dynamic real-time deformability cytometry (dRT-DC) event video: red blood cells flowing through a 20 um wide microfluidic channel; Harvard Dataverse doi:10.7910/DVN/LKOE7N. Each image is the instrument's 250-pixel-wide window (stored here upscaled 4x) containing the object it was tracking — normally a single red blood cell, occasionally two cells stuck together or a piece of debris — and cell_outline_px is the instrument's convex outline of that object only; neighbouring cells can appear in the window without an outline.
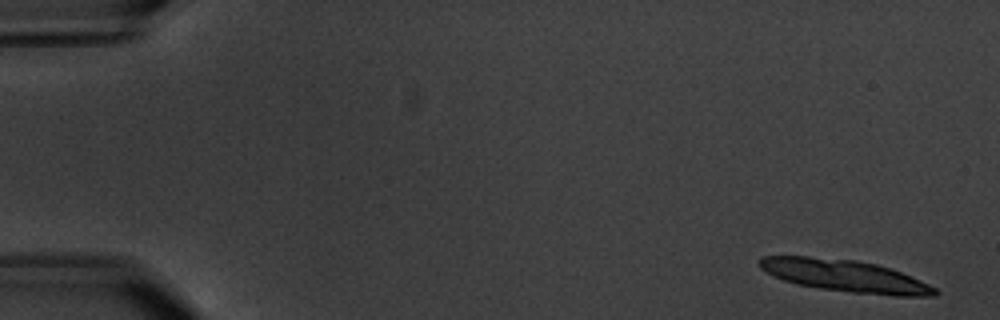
{"species": "common noctule bat (a hibernating species)", "species_latin": "Nyctalus noctula", "temperature_condition": "warm", "stored_images_in_passage": 5, "camera_frame_rate_fps": 3000, "um_per_image_px": 0.085, "animal": {"sex": "male", "body_mass_g": 20.1, "forearm_length_mm": 53.5}, "frame": {"image": 1, "passage_image": 1, "time_ms": 0.0, "image_size_px": [1000, 320], "cell_outline_px": [[940, 292], [936, 296], [896, 296], [852, 292], [820, 288], [796, 284], [784, 280], [764, 272], [756, 264], [756, 260], [760, 256], [808, 256], [856, 260], [876, 264], [900, 272], [928, 284], [936, 288]], "centroid_in_image_um": [71.76, 23.44], "position_along_channel_um": 13.2, "area_um2": 32.77}}